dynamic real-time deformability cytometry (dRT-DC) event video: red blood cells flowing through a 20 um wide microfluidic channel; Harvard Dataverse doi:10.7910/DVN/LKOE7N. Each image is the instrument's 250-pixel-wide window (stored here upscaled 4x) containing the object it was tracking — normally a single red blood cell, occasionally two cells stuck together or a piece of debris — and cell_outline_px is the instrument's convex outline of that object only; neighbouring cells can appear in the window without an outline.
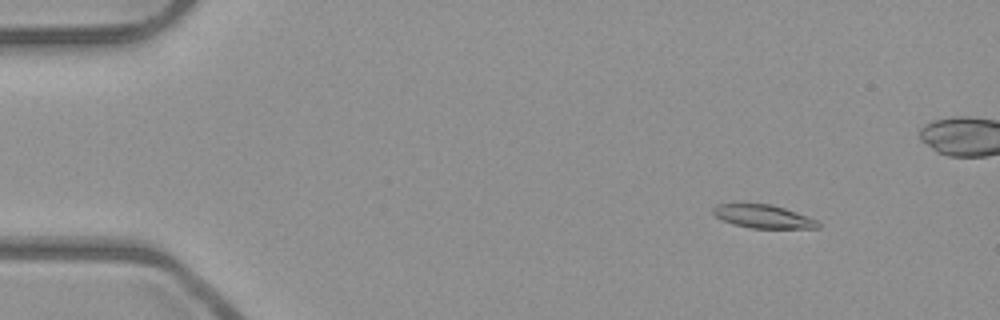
{"species": "common noctule bat (a hibernating species)", "species_latin": "Nyctalus noctula", "temperature_condition": "room temperature", "stored_images_in_passage": 5, "segment_of_instrument_passage": [1, 2], "camera_frame_rate_fps": 3000, "um_per_image_px": 0.085, "animal": {"sex": "male", "body_mass_g": 23.1, "forearm_length_mm": 52.7}, "frame": {"image": 1, "passage_image": 1, "time_ms": 0.0, "image_size_px": [1000, 320], "cell_outline_px": [[820, 228], [752, 228], [732, 224], [716, 216], [712, 212], [712, 208], [716, 204], [772, 204], [820, 220]], "centroid_in_image_um": [64.91, 18.4], "position_along_channel_um": 20.1, "area_um2": 14.28}}